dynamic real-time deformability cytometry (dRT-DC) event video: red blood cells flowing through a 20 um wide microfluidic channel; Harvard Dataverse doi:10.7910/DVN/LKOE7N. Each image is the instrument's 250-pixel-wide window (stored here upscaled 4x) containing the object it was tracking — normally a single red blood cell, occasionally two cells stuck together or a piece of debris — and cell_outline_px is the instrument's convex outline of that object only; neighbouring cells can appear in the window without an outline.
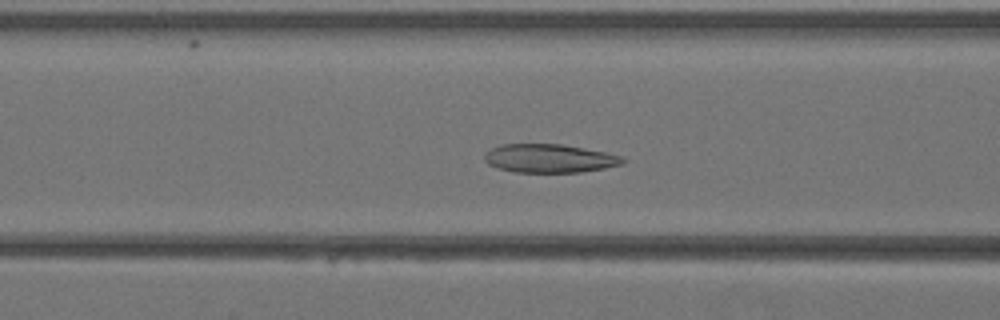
{"species": "Egyptian fruit bat (a non-hibernating species)", "species_latin": "Rousettus aegyptiacus", "temperature_condition": "warm", "stored_images_in_passage": 33, "camera_frame_rate_fps": 3000, "um_per_image_px": 0.085, "animal": {"sex": "female"}, "frame": {"image": 1, "passage_image": 9, "time_ms": 2.667, "image_size_px": [1000, 320], "cell_outline_px": [[628, 160], [624, 164], [604, 168], [580, 172], [516, 172], [500, 168], [488, 164], [484, 160], [484, 152], [500, 144], [560, 144], [584, 148], [604, 152], [620, 156]], "centroid_in_image_um": [46.7, 13.46], "position_along_channel_um": 119.9, "area_um2": 22.95}}
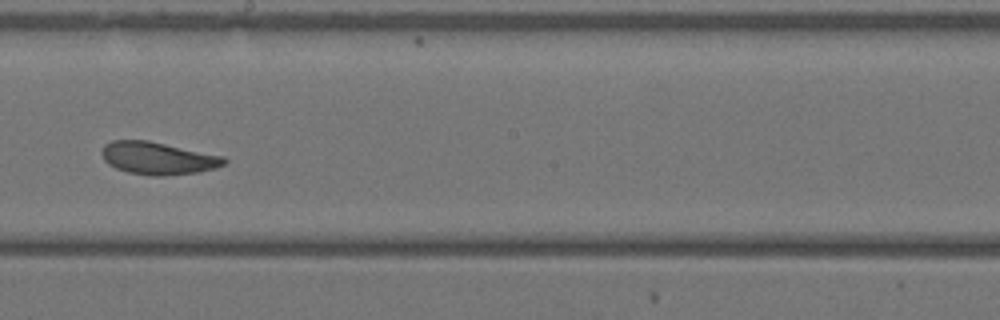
{"frame": {"image": 2, "passage_image": 16, "time_ms": 5.0, "image_size_px": [1000, 320], "cell_outline_px": [[228, 160], [224, 164], [216, 168], [196, 172], [160, 176], [152, 176], [128, 172], [116, 168], [108, 164], [104, 160], [100, 152], [104, 144], [112, 140], [148, 140], [224, 156]], "centroid_in_image_um": [13.4, 13.44], "position_along_channel_um": 234.8, "area_um2": 23.24}}
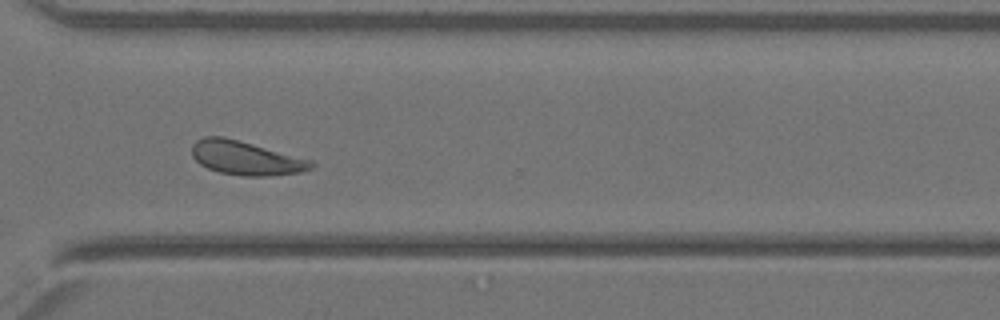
{"frame": {"image": 3, "passage_image": 23, "time_ms": 7.333, "image_size_px": [1000, 320], "cell_outline_px": [[316, 164], [312, 168], [300, 172], [268, 176], [244, 176], [220, 172], [208, 168], [200, 164], [192, 156], [192, 144], [196, 140], [204, 136], [224, 136], [312, 160]], "centroid_in_image_um": [20.89, 13.42], "position_along_channel_um": 349.7, "area_um2": 23.52}}